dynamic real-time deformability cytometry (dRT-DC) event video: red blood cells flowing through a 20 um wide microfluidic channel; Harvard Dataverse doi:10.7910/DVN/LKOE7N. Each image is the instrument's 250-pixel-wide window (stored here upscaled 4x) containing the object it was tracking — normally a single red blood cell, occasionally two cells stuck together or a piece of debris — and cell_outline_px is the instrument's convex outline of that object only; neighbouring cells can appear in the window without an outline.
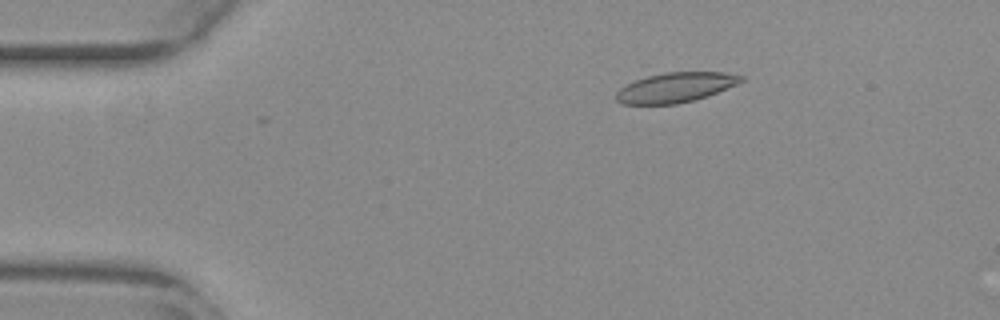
{"species": "common noctule bat (a hibernating species)", "species_latin": "Nyctalus noctula", "temperature_condition": "warm", "stored_images_in_passage": 45, "camera_frame_rate_fps": 3000, "um_per_image_px": 0.085, "animal": {"sex": "female", "body_mass_g": 29.2, "forearm_length_mm": 56.3}, "frame": {"image": 1, "passage_image": 1, "time_ms": 0.0, "image_size_px": [1000, 320], "cell_outline_px": [[744, 80], [736, 84], [708, 96], [676, 104], [620, 104], [616, 100], [616, 92], [620, 88], [636, 80], [648, 76], [664, 72], [724, 72], [744, 76]], "centroid_in_image_um": [57.41, 7.43], "position_along_channel_um": 27.6, "area_um2": 21.56}}
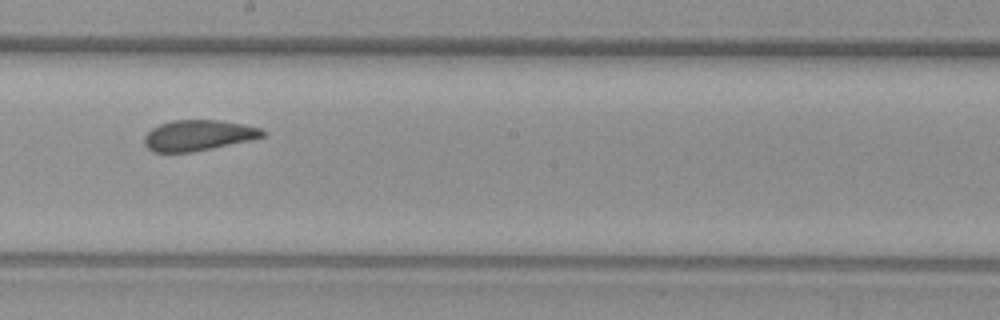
{"frame": {"image": 2, "passage_image": 22, "time_ms": 7.0, "image_size_px": [1000, 320], "cell_outline_px": [[268, 132], [264, 136], [252, 140], [192, 152], [152, 152], [144, 144], [144, 136], [152, 128], [160, 124], [172, 120], [216, 120], [244, 124], [260, 128]], "centroid_in_image_um": [16.86, 11.5], "position_along_channel_um": 231.3, "area_um2": 21.21}}
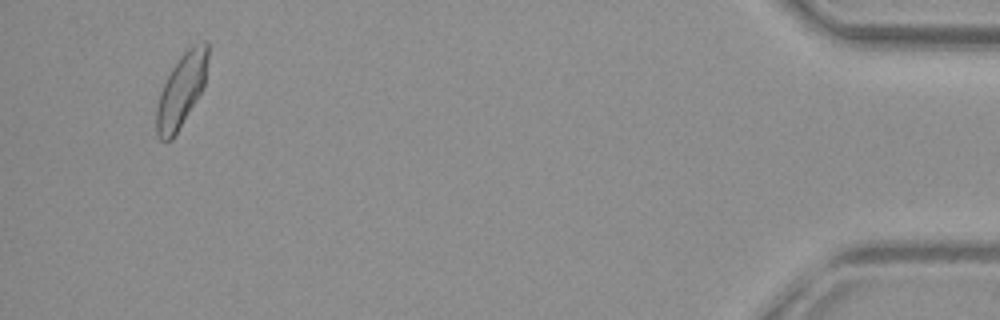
{"frame": {"image": 3, "passage_image": 43, "time_ms": 14.0, "image_size_px": [1000, 320], "cell_outline_px": [[208, 60], [204, 88], [172, 140], [160, 140], [156, 132], [156, 108], [160, 92], [172, 68], [180, 56], [188, 48], [204, 40], [208, 40]], "centroid_in_image_um": [15.43, 7.67], "position_along_channel_um": 419.8, "area_um2": 21.91}, "authors_computed_cell_mechanics": {"area_um2": 21.7906, "velocity_mm_per_s": 3.8428, "shape_relaxation_time_tau1_ms": 7.6101, "shape_relaxation_time_tau2_ms": 2.0422, "deformation_change_tau1": 0.1614, "deformation_change_tau2": 0.0837}}